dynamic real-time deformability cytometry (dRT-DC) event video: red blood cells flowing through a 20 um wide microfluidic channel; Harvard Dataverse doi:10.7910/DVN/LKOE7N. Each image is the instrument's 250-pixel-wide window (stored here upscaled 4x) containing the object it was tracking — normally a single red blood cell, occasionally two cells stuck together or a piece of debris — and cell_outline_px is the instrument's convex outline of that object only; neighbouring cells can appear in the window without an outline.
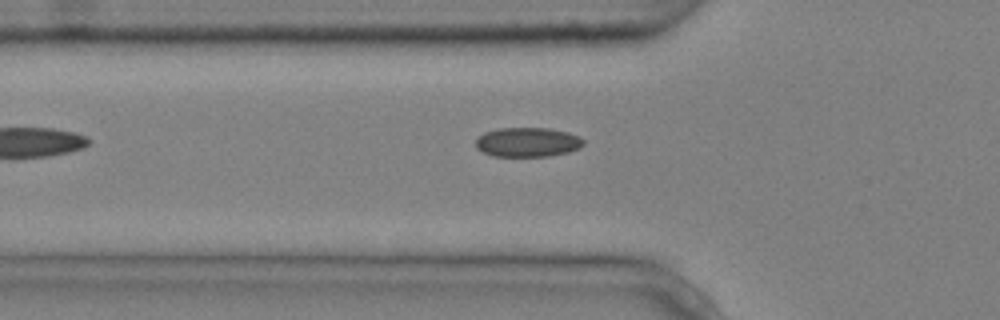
{"species": "common noctule bat (a hibernating species)", "species_latin": "Nyctalus noctula", "temperature_condition": "cold", "stored_images_in_passage": 6, "camera_frame_rate_fps": 3000, "um_per_image_px": 0.085, "animal": {"sex": "male", "body_mass_g": 20.4}, "frame": {"image": 1, "passage_image": 6, "time_ms": 1.667, "image_size_px": [1000, 320], "cell_outline_px": [[584, 144], [580, 148], [568, 152], [548, 156], [492, 156], [476, 148], [476, 140], [484, 132], [500, 128], [548, 128], [568, 132], [580, 136], [584, 140]], "centroid_in_image_um": [44.87, 12.08], "position_along_channel_um": 80.9, "area_um2": 18.5}}